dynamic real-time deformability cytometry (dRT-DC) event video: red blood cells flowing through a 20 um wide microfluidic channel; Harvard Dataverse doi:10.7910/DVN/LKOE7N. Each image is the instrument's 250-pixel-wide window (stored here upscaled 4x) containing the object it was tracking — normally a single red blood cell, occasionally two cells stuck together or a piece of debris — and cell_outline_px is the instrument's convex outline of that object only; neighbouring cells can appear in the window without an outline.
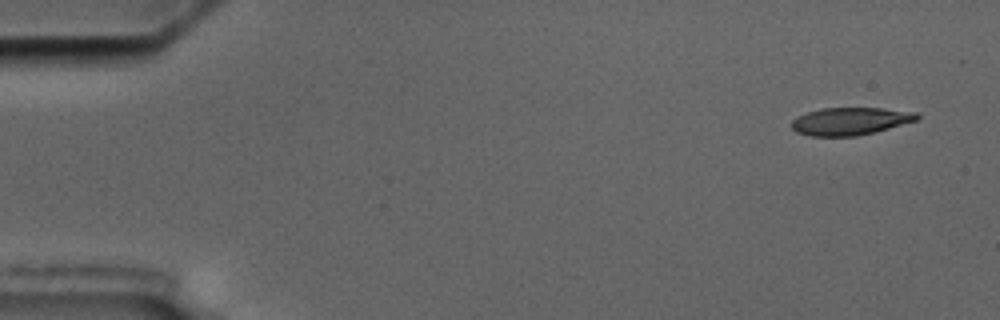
{"species": "common noctule bat (a hibernating species)", "species_latin": "Nyctalus noctula", "temperature_condition": "cold", "stored_images_in_passage": 6, "camera_frame_rate_fps": 3000, "um_per_image_px": 0.085, "animal": {"sex": "male", "body_mass_g": 17.5, "forearm_length_mm": 52.3}, "frame": {"image": 1, "passage_image": 1, "time_ms": 0.0, "image_size_px": [1000, 320], "cell_outline_px": [[920, 116], [916, 120], [888, 128], [856, 136], [812, 136], [796, 132], [792, 128], [792, 120], [796, 116], [820, 108], [880, 108], [916, 112]], "centroid_in_image_um": [72.22, 10.29], "position_along_channel_um": 12.8, "area_um2": 19.94}}
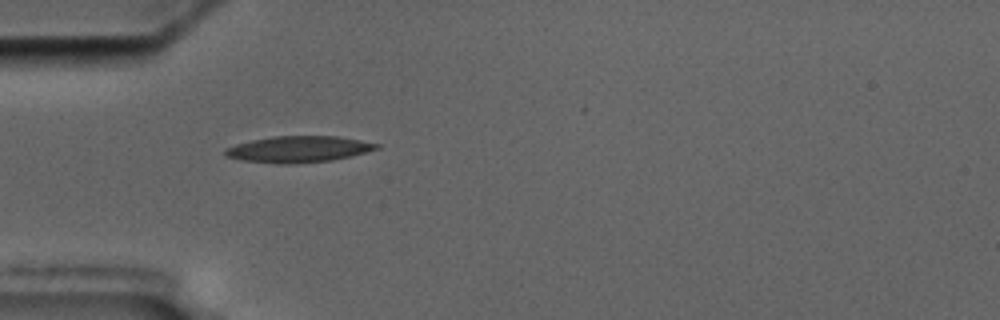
{"frame": {"image": 2, "passage_image": 5, "time_ms": 4.667, "image_size_px": [1000, 320], "cell_outline_px": [[380, 148], [332, 160], [292, 164], [280, 164], [240, 160], [224, 156], [224, 148], [236, 144], [252, 140], [272, 136], [336, 136], [360, 140], [380, 144]], "centroid_in_image_um": [25.31, 12.68], "position_along_channel_um": 59.7, "area_um2": 23.18}}
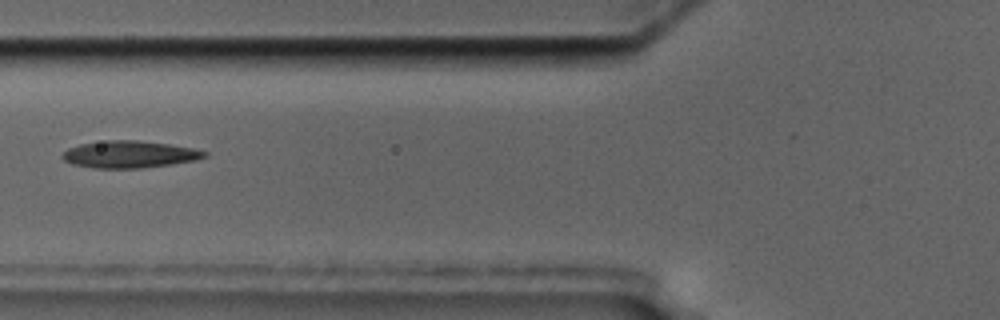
{"frame": {"image": 3, "passage_image": 6, "time_ms": 6.333, "image_size_px": [1000, 320], "cell_outline_px": [[208, 156], [196, 160], [140, 168], [92, 168], [72, 164], [64, 160], [60, 156], [68, 148], [80, 144], [108, 140], [136, 140], [168, 144], [192, 148], [208, 152]], "centroid_in_image_um": [10.98, 13.12], "position_along_channel_um": 114.8, "area_um2": 22.25}}